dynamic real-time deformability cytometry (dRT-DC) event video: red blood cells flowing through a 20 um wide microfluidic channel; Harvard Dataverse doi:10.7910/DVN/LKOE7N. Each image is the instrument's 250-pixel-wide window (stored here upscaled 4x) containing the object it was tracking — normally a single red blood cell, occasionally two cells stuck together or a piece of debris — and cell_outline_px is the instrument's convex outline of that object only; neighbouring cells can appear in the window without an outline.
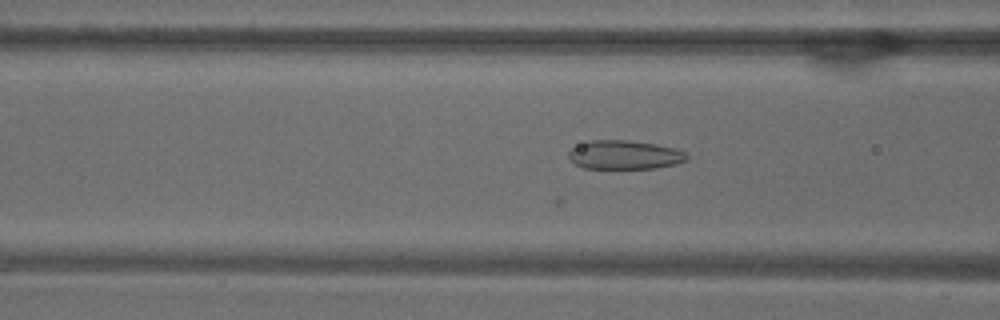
{"species": "common noctule bat (a hibernating species)", "species_latin": "Nyctalus noctula", "temperature_condition": "warm", "stored_images_in_passage": 20, "camera_frame_rate_fps": 3000, "um_per_image_px": 0.085, "animal": {"sex": "male", "body_mass_g": 18.8}, "frame": {"image": 1, "passage_image": 7, "time_ms": 2.0, "image_size_px": [1000, 320], "cell_outline_px": [[688, 160], [676, 164], [656, 168], [584, 168], [576, 164], [568, 156], [568, 152], [572, 148], [588, 140], [628, 140], [656, 144], [672, 148], [684, 152], [688, 156]], "centroid_in_image_um": [53.09, 13.16], "position_along_channel_um": 113.5, "area_um2": 19.77}}
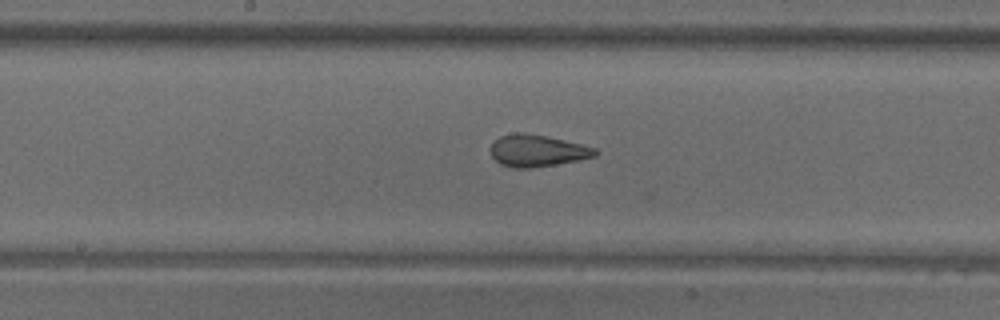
{"frame": {"image": 2, "passage_image": 14, "time_ms": 4.333, "image_size_px": [1000, 320], "cell_outline_px": [[600, 152], [596, 156], [580, 160], [532, 168], [512, 168], [500, 164], [492, 156], [492, 144], [500, 136], [512, 132], [524, 132], [564, 140], [596, 148]], "centroid_in_image_um": [45.69, 12.81], "position_along_channel_um": 202.5, "area_um2": 19.42}}
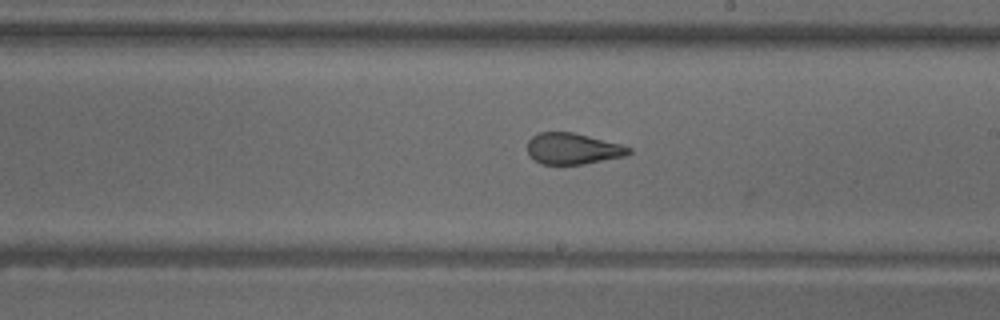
{"frame": {"image": 3, "passage_image": 17, "time_ms": 5.333, "image_size_px": [1000, 320], "cell_outline_px": [[632, 152], [624, 156], [584, 164], [540, 164], [528, 152], [528, 140], [532, 136], [540, 132], [572, 132], [620, 144], [632, 148]], "centroid_in_image_um": [48.69, 12.64], "position_along_channel_um": 240.3, "area_um2": 18.21}}